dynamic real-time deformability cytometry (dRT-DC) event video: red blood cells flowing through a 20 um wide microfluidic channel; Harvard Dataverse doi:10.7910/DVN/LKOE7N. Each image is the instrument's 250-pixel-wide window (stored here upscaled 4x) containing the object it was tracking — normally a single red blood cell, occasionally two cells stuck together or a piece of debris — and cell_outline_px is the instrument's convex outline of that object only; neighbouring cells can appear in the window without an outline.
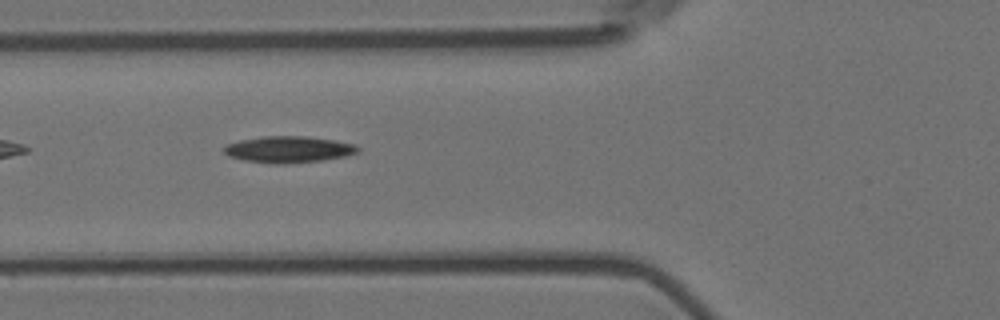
{"species": "Egyptian fruit bat (a non-hibernating species)", "species_latin": "Rousettus aegyptiacus", "temperature_condition": "room temperature", "stored_images_in_passage": 14, "camera_frame_rate_fps": 3000, "um_per_image_px": 0.085, "animal": {"sex": "female"}, "frame": {"image": 1, "passage_image": 7, "time_ms": 2.0, "image_size_px": [1000, 320], "cell_outline_px": [[360, 152], [348, 156], [324, 160], [284, 164], [272, 164], [244, 160], [228, 156], [224, 152], [224, 144], [240, 140], [264, 136], [308, 136], [336, 140], [356, 144], [360, 148]], "centroid_in_image_um": [24.57, 12.7], "position_along_channel_um": 101.2, "area_um2": 21.04}}